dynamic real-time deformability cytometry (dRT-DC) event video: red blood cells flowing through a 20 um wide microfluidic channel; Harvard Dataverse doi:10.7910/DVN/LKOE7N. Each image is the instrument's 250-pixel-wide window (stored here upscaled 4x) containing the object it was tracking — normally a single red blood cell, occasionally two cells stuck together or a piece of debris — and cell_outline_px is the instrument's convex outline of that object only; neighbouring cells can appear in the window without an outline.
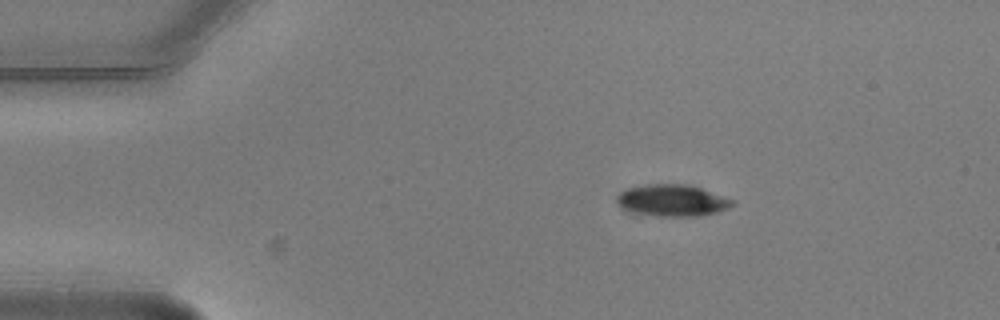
{"species": "common noctule bat (a hibernating species)", "species_latin": "Nyctalus noctula", "temperature_condition": "warm", "stored_images_in_passage": 3, "camera_frame_rate_fps": 3000, "um_per_image_px": 0.085, "animal": {"sex": "male", "body_mass_g": 20.5, "forearm_length_mm": 52.5}, "frame": {"image": 1, "passage_image": 1, "time_ms": 0.0, "image_size_px": [1000, 320], "cell_outline_px": [[736, 204], [728, 208], [716, 212], [700, 216], [660, 216], [632, 212], [616, 204], [616, 196], [620, 192], [628, 188], [644, 184], [688, 184], [736, 200]], "centroid_in_image_um": [57.15, 17.03], "position_along_channel_um": 27.9, "area_um2": 21.44}}